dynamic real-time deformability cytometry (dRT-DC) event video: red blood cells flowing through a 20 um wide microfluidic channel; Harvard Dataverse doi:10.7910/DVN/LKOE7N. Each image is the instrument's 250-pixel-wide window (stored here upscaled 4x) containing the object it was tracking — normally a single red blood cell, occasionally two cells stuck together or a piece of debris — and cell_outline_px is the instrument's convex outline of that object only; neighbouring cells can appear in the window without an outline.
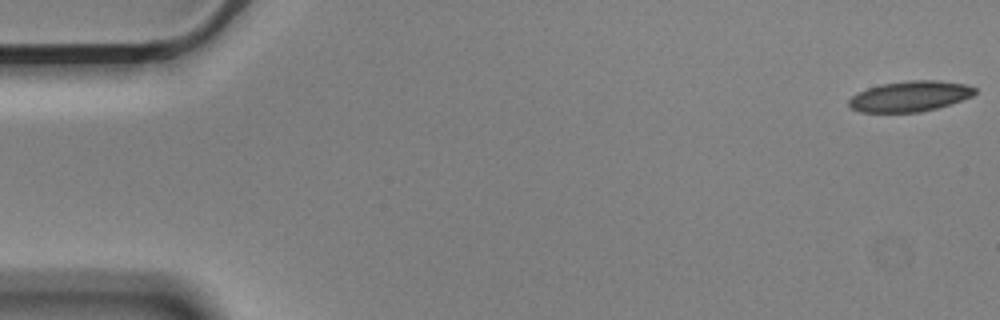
{"species": "Egyptian fruit bat (a non-hibernating species)", "species_latin": "Rousettus aegyptiacus", "temperature_condition": "cold", "stored_images_in_passage": 50, "camera_frame_rate_fps": 3000, "um_per_image_px": 0.085, "animal": {"sex": "male"}, "frame": {"image": 1, "passage_image": 1, "time_ms": 0.0, "image_size_px": [1000, 320], "cell_outline_px": [[976, 92], [972, 96], [936, 108], [920, 112], [860, 112], [852, 108], [848, 104], [848, 100], [856, 92], [880, 84], [908, 80], [936, 80], [964, 84], [976, 88]], "centroid_in_image_um": [77.3, 8.18], "position_along_channel_um": 7.7, "area_um2": 22.31}}
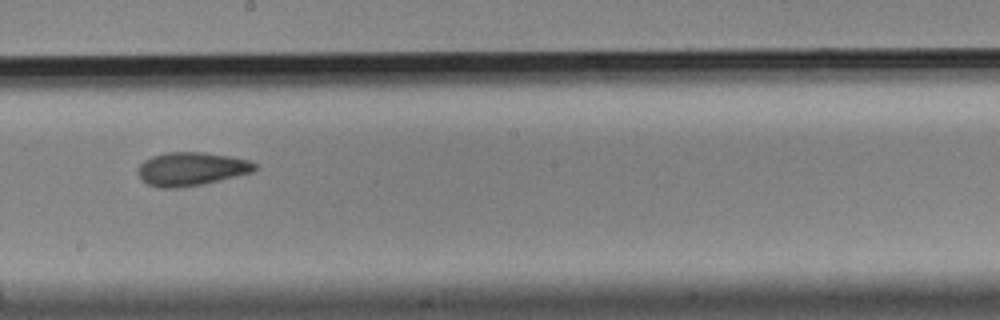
{"frame": {"image": 2, "passage_image": 31, "time_ms": 10.0, "image_size_px": [1000, 320], "cell_outline_px": [[256, 168], [252, 172], [204, 184], [176, 188], [160, 188], [148, 184], [140, 180], [140, 164], [144, 160], [152, 156], [168, 152], [204, 152], [228, 156], [248, 160], [256, 164]], "centroid_in_image_um": [16.25, 14.36], "position_along_channel_um": 231.9, "area_um2": 22.6}}
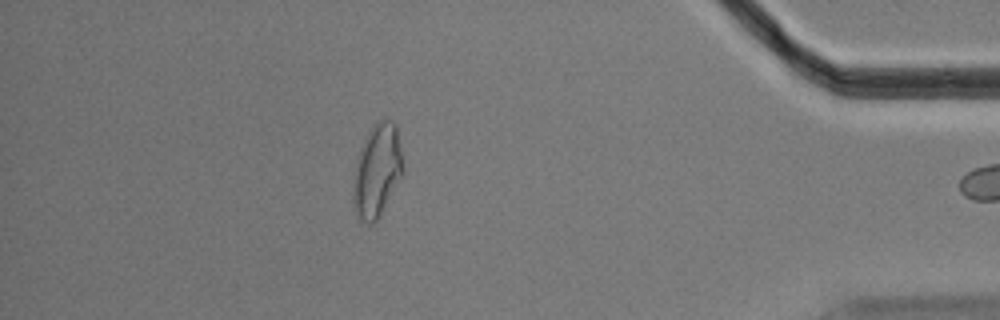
{"frame": {"image": 3, "passage_image": 49, "time_ms": 16.0, "image_size_px": [1000, 320], "cell_outline_px": [[404, 172], [380, 216], [372, 224], [368, 224], [360, 220], [356, 212], [352, 200], [352, 196], [356, 160], [360, 148], [372, 124], [376, 120], [392, 120], [396, 124], [404, 164]], "centroid_in_image_um": [32.06, 14.49], "position_along_channel_um": 403.1, "area_um2": 27.22}}